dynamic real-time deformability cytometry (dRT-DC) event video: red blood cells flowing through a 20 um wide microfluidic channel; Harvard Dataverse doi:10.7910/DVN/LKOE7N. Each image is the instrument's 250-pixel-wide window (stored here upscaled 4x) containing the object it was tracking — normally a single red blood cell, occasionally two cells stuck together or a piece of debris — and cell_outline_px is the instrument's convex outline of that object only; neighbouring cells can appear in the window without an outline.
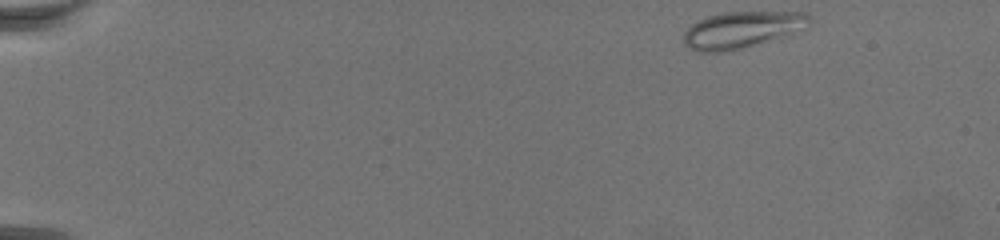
{"species": "common noctule bat (a hibernating species)", "species_latin": "Nyctalus noctula", "temperature_condition": "warm", "stored_images_in_passage": 64, "camera_frame_rate_fps": 3000, "um_per_image_px": 0.085, "animal": {"sex": "female", "body_mass_g": 19.5, "forearm_length_mm": 54.1}, "frame": {"image": 1, "passage_image": 1, "time_ms": 0.0, "image_size_px": [1000, 240], "cell_outline_px": [[812, 20], [808, 28], [788, 36], [740, 48], [720, 52], [696, 52], [688, 48], [684, 44], [684, 32], [692, 24], [708, 16], [724, 12], [804, 12], [812, 16]], "centroid_in_image_um": [63.12, 2.53], "position_along_channel_um": 21.9, "area_um2": 27.05}}
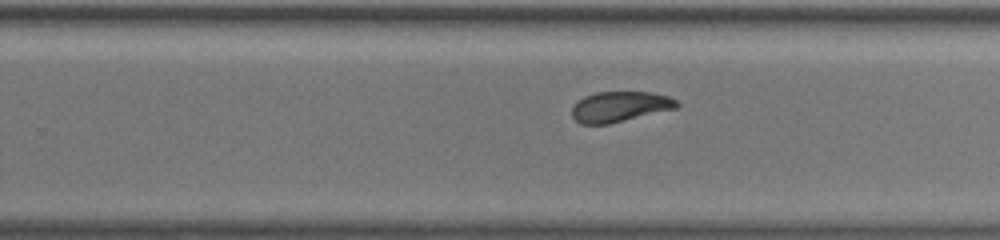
{"frame": {"image": 2, "passage_image": 40, "time_ms": 13.0, "image_size_px": [1000, 240], "cell_outline_px": [[680, 104], [676, 108], [608, 124], [580, 124], [572, 116], [572, 108], [584, 96], [596, 92], [652, 92], [668, 96], [676, 100]], "centroid_in_image_um": [52.69, 9.06], "position_along_channel_um": 277.1, "area_um2": 18.38}}
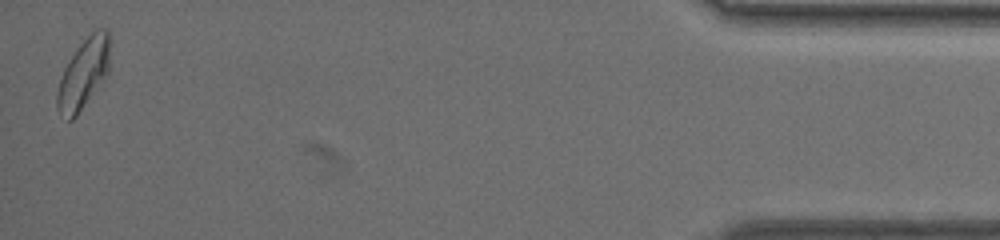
{"frame": {"image": 3, "passage_image": 63, "time_ms": 20.667, "image_size_px": [1000, 240], "cell_outline_px": [[108, 72], [76, 116], [72, 120], [68, 120], [56, 108], [56, 92], [64, 68], [68, 60], [76, 48], [96, 28], [108, 28]], "centroid_in_image_um": [7.06, 6.25], "position_along_channel_um": 428.1, "area_um2": 20.98}}